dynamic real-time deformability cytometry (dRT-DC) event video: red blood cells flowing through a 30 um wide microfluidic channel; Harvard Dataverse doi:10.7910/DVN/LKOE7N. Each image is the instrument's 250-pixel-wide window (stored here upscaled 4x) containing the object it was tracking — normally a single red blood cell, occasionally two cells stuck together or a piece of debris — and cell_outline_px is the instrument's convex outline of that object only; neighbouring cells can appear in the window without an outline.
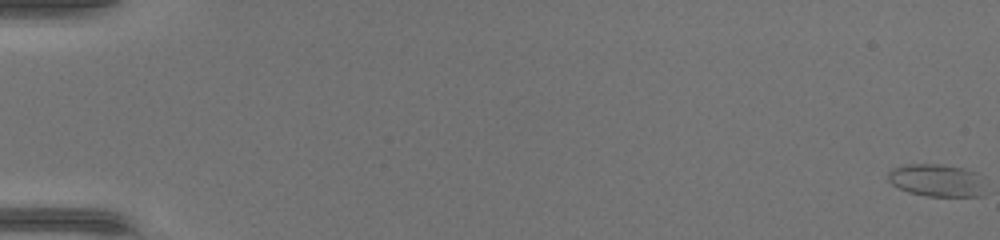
{"species": "common noctule bat (a hibernating species)", "species_latin": "Nyctalus noctula", "temperature_condition": "warm", "stored_images_in_passage": 49, "camera_frame_rate_fps": 3000, "um_per_image_px": 0.085, "animal": {"sex": "female", "body_mass_g": 17.0, "forearm_length_mm": 48.0}, "frame": {"image": 1, "passage_image": 1, "time_ms": 0.0, "image_size_px": [1000, 240], "cell_outline_px": [[980, 196], [928, 196], [908, 192], [892, 184], [888, 180], [888, 172], [892, 168], [908, 164], [940, 164], [964, 168], [976, 172]], "centroid_in_image_um": [79.48, 15.31], "position_along_channel_um": 5.5, "area_um2": 17.8}}
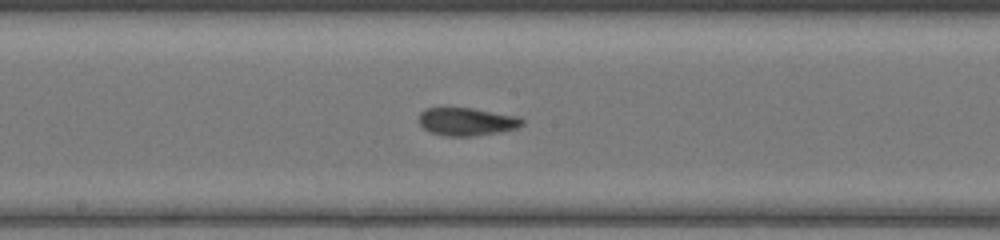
{"frame": {"image": 2, "passage_image": 28, "time_ms": 9.0, "image_size_px": [1000, 240], "cell_outline_px": [[524, 124], [516, 128], [500, 132], [472, 136], [444, 136], [432, 132], [424, 128], [420, 124], [420, 112], [424, 108], [472, 108], [520, 116], [524, 120]], "centroid_in_image_um": [39.71, 10.33], "position_along_channel_um": 208.5, "area_um2": 16.82}}
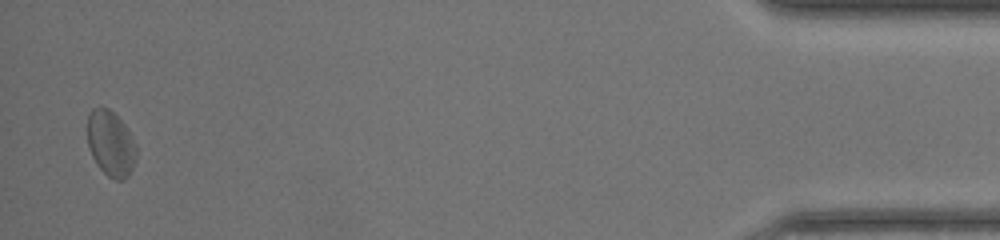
{"frame": {"image": 3, "passage_image": 48, "time_ms": 15.667, "image_size_px": [1000, 240], "cell_outline_px": [[136, 160], [128, 176], [124, 180], [116, 180], [108, 176], [96, 164], [88, 148], [88, 116], [92, 108], [108, 108], [128, 128], [136, 144]], "centroid_in_image_um": [9.42, 12.22], "position_along_channel_um": 425.8, "area_um2": 18.67}}